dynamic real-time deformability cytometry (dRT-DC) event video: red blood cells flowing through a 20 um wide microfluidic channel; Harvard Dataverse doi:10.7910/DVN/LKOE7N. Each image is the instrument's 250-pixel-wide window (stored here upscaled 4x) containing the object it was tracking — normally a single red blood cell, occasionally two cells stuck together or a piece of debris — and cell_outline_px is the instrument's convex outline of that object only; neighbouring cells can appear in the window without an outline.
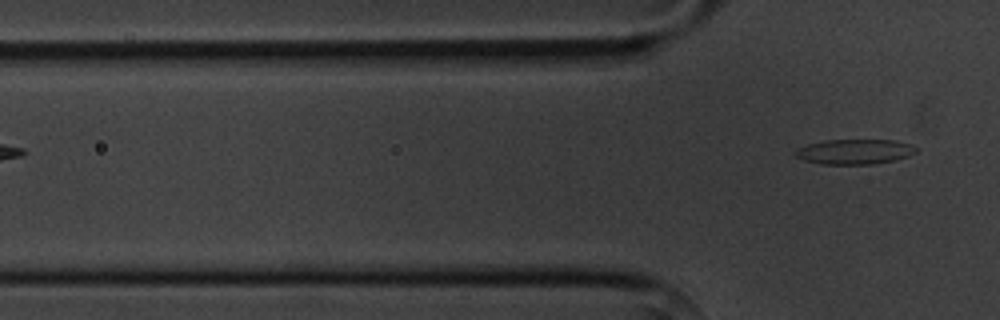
{"species": "common noctule bat (a hibernating species)", "species_latin": "Nyctalus noctula", "temperature_condition": "cold", "stored_images_in_passage": 3, "camera_frame_rate_fps": 3000, "um_per_image_px": 0.085, "animal": {"sex": "male", "body_mass_g": 20.1, "forearm_length_mm": 53.5}, "frame": {"image": 1, "passage_image": 3, "time_ms": 2.333, "image_size_px": [1000, 320], "cell_outline_px": [[916, 152], [908, 156], [896, 160], [872, 164], [820, 164], [804, 160], [796, 156], [792, 152], [796, 148], [808, 144], [824, 140], [892, 140], [912, 144], [916, 148]], "centroid_in_image_um": [72.61, 12.89], "position_along_channel_um": 53.2, "area_um2": 17.69}}